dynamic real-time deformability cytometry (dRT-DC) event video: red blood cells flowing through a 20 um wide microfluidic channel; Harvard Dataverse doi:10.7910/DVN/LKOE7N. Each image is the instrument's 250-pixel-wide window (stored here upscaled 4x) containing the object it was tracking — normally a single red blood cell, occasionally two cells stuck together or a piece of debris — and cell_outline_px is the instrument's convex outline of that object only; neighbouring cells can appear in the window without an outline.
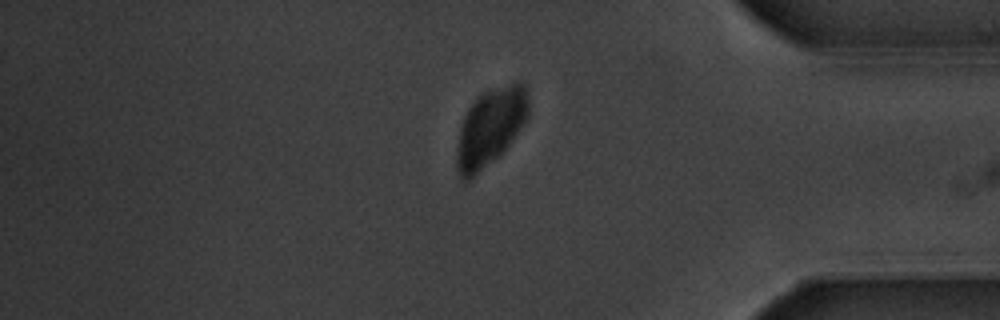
{"species": "common noctule bat (a hibernating species)", "species_latin": "Nyctalus noctula", "temperature_condition": "warm", "stored_images_in_passage": 39, "camera_frame_rate_fps": 3000, "um_per_image_px": 0.085, "animal": {"sex": "male", "body_mass_g": 20.1, "forearm_length_mm": 53.5}, "frame": {"image": 1, "passage_image": 31, "time_ms": 10.0, "image_size_px": [1000, 320], "cell_outline_px": [[528, 116], [500, 156], [468, 180], [464, 180], [460, 176], [456, 164], [456, 156], [460, 128], [464, 116], [468, 108], [476, 96], [480, 92], [516, 80], [520, 80], [524, 84], [528, 92]], "centroid_in_image_um": [41.68, 10.75], "position_along_channel_um": 393.5, "area_um2": 32.54}}
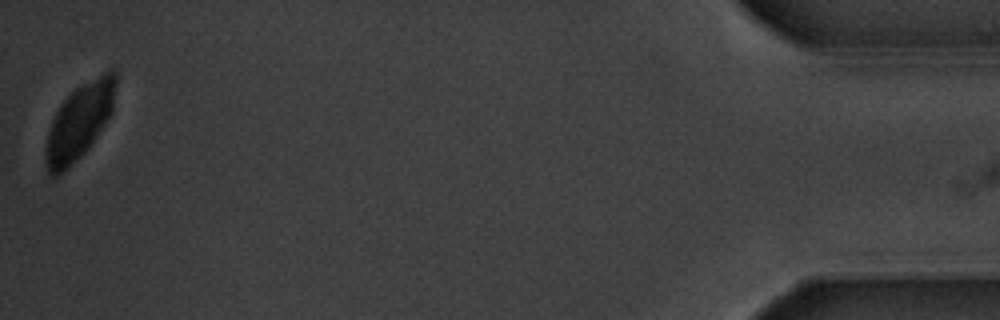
{"frame": {"image": 2, "passage_image": 39, "time_ms": 12.667, "image_size_px": [1000, 320], "cell_outline_px": [[116, 84], [112, 112], [88, 148], [64, 172], [56, 176], [48, 176], [44, 160], [44, 152], [48, 132], [52, 120], [60, 104], [76, 88], [108, 68], [112, 68], [116, 72]], "centroid_in_image_um": [6.73, 10.34], "position_along_channel_um": 428.5, "area_um2": 30.87}}